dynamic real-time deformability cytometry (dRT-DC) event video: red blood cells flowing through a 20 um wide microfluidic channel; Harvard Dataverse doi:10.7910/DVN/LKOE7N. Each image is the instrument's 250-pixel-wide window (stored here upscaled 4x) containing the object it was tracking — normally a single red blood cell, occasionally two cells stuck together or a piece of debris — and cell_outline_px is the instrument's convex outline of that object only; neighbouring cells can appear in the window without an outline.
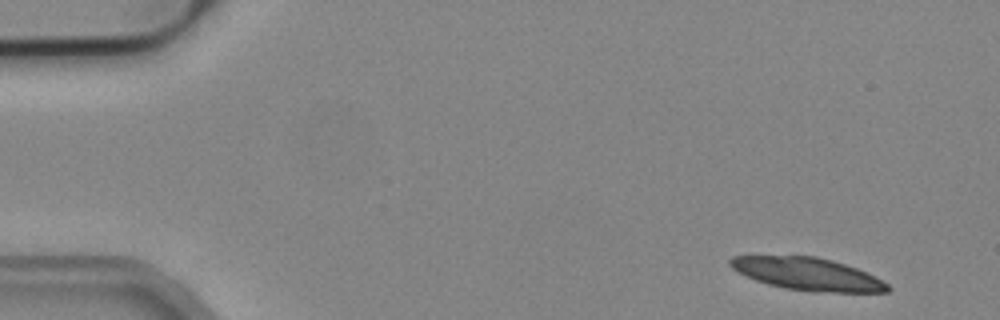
{"species": "common noctule bat (a hibernating species)", "species_latin": "Nyctalus noctula", "temperature_condition": "cold", "stored_images_in_passage": 7, "camera_frame_rate_fps": 3000, "um_per_image_px": 0.085, "animal": {"sex": "male", "body_mass_g": 19.2, "forearm_length_mm": 51.8}, "frame": {"image": 1, "passage_image": 1, "time_ms": 0.0, "image_size_px": [1000, 320], "cell_outline_px": [[892, 288], [888, 292], [816, 292], [784, 288], [768, 284], [756, 280], [732, 268], [728, 264], [728, 260], [732, 256], [816, 256], [832, 260], [856, 268], [888, 284]], "centroid_in_image_um": [68.63, 23.29], "position_along_channel_um": 16.4, "area_um2": 29.54}}
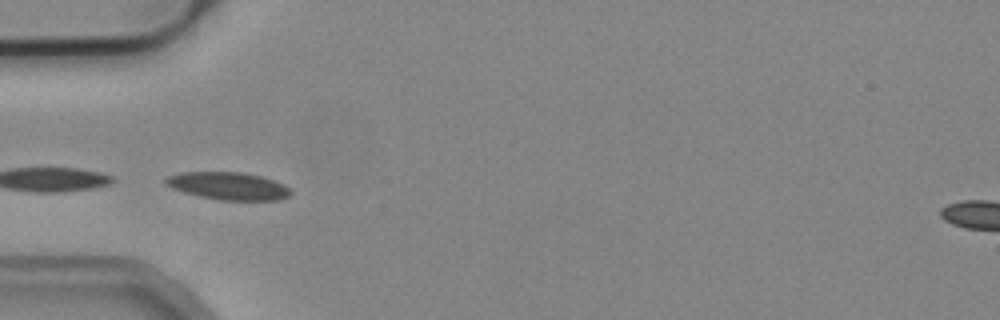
{"frame": {"image": 2, "passage_image": 5, "time_ms": 1.333, "image_size_px": [1000, 320], "cell_outline_px": [[292, 192], [288, 196], [280, 200], [220, 200], [200, 196], [184, 192], [172, 188], [164, 184], [164, 180], [168, 176], [180, 172], [240, 172], [260, 176], [284, 184]], "centroid_in_image_um": [19.38, 15.8], "position_along_channel_um": 65.6, "area_um2": 20.0}}